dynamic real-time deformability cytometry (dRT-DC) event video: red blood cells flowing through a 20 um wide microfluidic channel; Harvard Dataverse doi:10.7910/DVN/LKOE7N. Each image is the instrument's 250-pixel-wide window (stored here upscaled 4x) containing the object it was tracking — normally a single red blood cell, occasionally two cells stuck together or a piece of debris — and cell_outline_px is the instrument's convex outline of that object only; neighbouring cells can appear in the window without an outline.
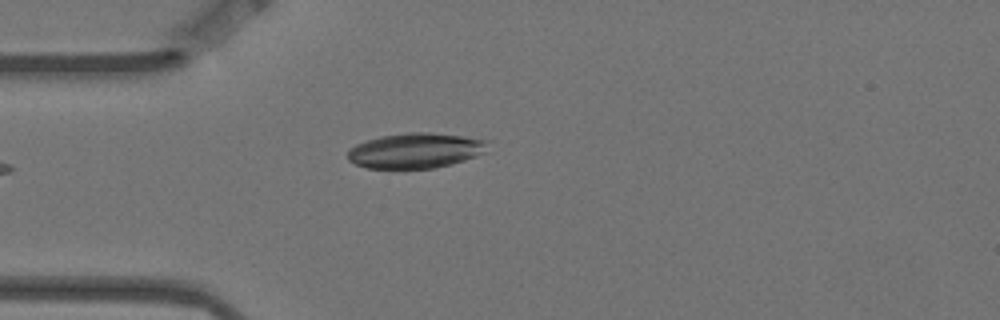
{"species": "Egyptian fruit bat (a non-hibernating species)", "species_latin": "Rousettus aegyptiacus", "temperature_condition": "warm", "stored_images_in_passage": 2, "camera_frame_rate_fps": 3000, "um_per_image_px": 0.085, "animal": {"sex": "female"}, "frame": {"image": 1, "passage_image": 2, "time_ms": 0.333, "image_size_px": [1000, 320], "cell_outline_px": [[488, 152], [452, 164], [436, 168], [368, 168], [356, 164], [348, 160], [348, 148], [356, 144], [380, 136], [408, 132], [428, 132], [464, 136], [488, 140]], "centroid_in_image_um": [35.35, 12.79], "position_along_channel_um": 49.6, "area_um2": 28.9}}